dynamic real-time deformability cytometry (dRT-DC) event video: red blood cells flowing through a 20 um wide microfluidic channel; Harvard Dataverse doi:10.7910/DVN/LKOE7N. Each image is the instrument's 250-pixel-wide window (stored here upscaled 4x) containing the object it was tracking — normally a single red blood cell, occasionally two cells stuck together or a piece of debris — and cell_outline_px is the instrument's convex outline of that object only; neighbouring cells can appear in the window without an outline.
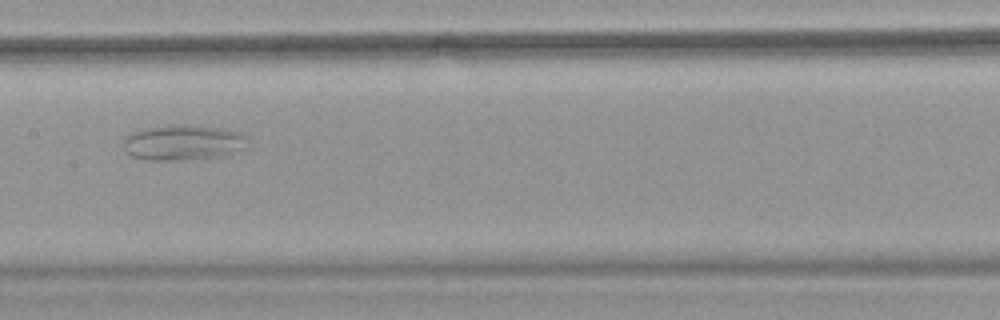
{"species": "common noctule bat (a hibernating species)", "species_latin": "Nyctalus noctula", "temperature_condition": "warm", "stored_images_in_passage": 44, "camera_frame_rate_fps": 3000, "um_per_image_px": 0.085, "animal": {"sex": "female", "body_mass_g": 18.4}, "frame": {"image": 1, "passage_image": 24, "time_ms": 7.667, "image_size_px": [1000, 320], "cell_outline_px": [[248, 148], [220, 156], [176, 160], [148, 160], [132, 156], [124, 152], [124, 136], [128, 132], [144, 128], [168, 124], [188, 124], [224, 128], [240, 132], [244, 136]], "centroid_in_image_um": [15.51, 12.09], "position_along_channel_um": 191.9, "area_um2": 26.07}}